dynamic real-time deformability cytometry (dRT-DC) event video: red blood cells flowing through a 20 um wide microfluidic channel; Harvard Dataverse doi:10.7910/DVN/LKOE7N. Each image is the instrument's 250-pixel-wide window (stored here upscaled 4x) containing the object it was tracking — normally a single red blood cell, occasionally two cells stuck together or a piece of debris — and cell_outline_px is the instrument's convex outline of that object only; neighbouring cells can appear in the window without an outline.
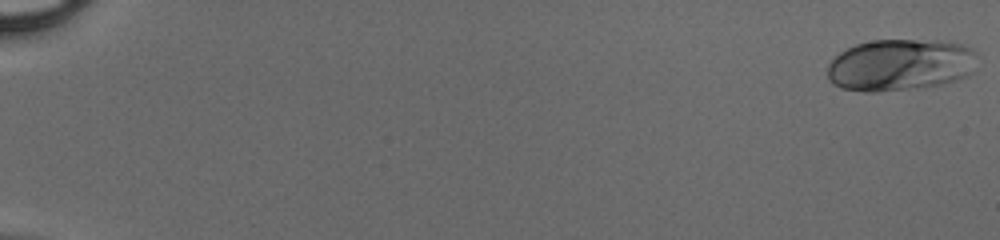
{"species": "human", "species_latin": "Homo sapiens", "temperature_condition": "cold", "stored_images_in_passage": 50, "camera_frame_rate_fps": 3000, "um_per_image_px": 0.085, "donor": {"sex": "male"}, "frame": {"image": 1, "passage_image": 1, "time_ms": 0.0, "image_size_px": [1000, 240], "cell_outline_px": [[976, 52], [972, 72], [968, 76], [956, 80], [940, 84], [876, 92], [864, 92], [840, 88], [832, 84], [828, 80], [828, 64], [840, 52], [856, 44], [872, 40], [936, 40], [964, 44], [972, 48]], "centroid_in_image_um": [76.5, 5.51], "position_along_channel_um": 8.5, "area_um2": 45.26}}
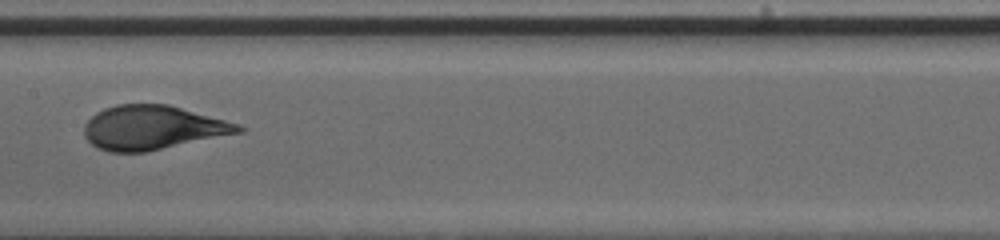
{"frame": {"image": 2, "passage_image": 28, "time_ms": 9.0, "image_size_px": [1000, 240], "cell_outline_px": [[248, 128], [244, 132], [148, 152], [108, 152], [96, 148], [84, 136], [84, 124], [96, 112], [104, 108], [116, 104], [168, 104], [240, 124]], "centroid_in_image_um": [13.0, 10.86], "position_along_channel_um": 194.4, "area_um2": 40.06}}
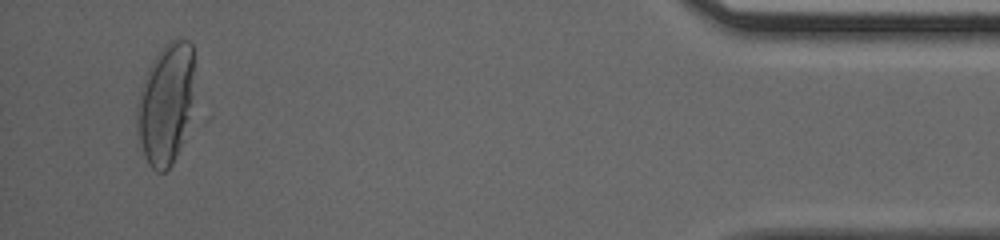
{"frame": {"image": 3, "passage_image": 48, "time_ms": 15.667, "image_size_px": [1000, 240], "cell_outline_px": [[192, 72], [188, 120], [176, 156], [172, 164], [164, 172], [156, 172], [148, 164], [136, 144], [136, 104], [140, 88], [144, 76], [152, 60], [164, 44], [176, 36], [188, 40], [192, 44]], "centroid_in_image_um": [13.99, 8.83], "position_along_channel_um": 421.2, "area_um2": 40.52}}